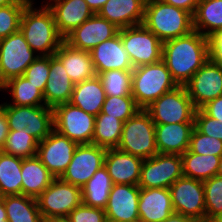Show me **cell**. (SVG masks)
Segmentation results:
<instances>
[{"instance_id": "cell-1", "label": "cell", "mask_w": 222, "mask_h": 222, "mask_svg": "<svg viewBox=\"0 0 222 222\" xmlns=\"http://www.w3.org/2000/svg\"><path fill=\"white\" fill-rule=\"evenodd\" d=\"M209 57V38L195 30L163 42L162 60L178 86H184Z\"/></svg>"}, {"instance_id": "cell-53", "label": "cell", "mask_w": 222, "mask_h": 222, "mask_svg": "<svg viewBox=\"0 0 222 222\" xmlns=\"http://www.w3.org/2000/svg\"><path fill=\"white\" fill-rule=\"evenodd\" d=\"M14 3H27V2L22 0H0V7L9 6Z\"/></svg>"}, {"instance_id": "cell-3", "label": "cell", "mask_w": 222, "mask_h": 222, "mask_svg": "<svg viewBox=\"0 0 222 222\" xmlns=\"http://www.w3.org/2000/svg\"><path fill=\"white\" fill-rule=\"evenodd\" d=\"M143 25L162 42L188 35L194 30L190 12L161 0L146 1Z\"/></svg>"}, {"instance_id": "cell-56", "label": "cell", "mask_w": 222, "mask_h": 222, "mask_svg": "<svg viewBox=\"0 0 222 222\" xmlns=\"http://www.w3.org/2000/svg\"><path fill=\"white\" fill-rule=\"evenodd\" d=\"M129 222H144V221H142V220H140V219H136V220L129 221Z\"/></svg>"}, {"instance_id": "cell-37", "label": "cell", "mask_w": 222, "mask_h": 222, "mask_svg": "<svg viewBox=\"0 0 222 222\" xmlns=\"http://www.w3.org/2000/svg\"><path fill=\"white\" fill-rule=\"evenodd\" d=\"M38 145L39 141L31 134L18 133V130H9L1 151L21 158H31L37 155Z\"/></svg>"}, {"instance_id": "cell-38", "label": "cell", "mask_w": 222, "mask_h": 222, "mask_svg": "<svg viewBox=\"0 0 222 222\" xmlns=\"http://www.w3.org/2000/svg\"><path fill=\"white\" fill-rule=\"evenodd\" d=\"M106 95H131L132 70H108L98 75Z\"/></svg>"}, {"instance_id": "cell-13", "label": "cell", "mask_w": 222, "mask_h": 222, "mask_svg": "<svg viewBox=\"0 0 222 222\" xmlns=\"http://www.w3.org/2000/svg\"><path fill=\"white\" fill-rule=\"evenodd\" d=\"M106 148L95 144H78L71 162L60 179L81 189L104 165Z\"/></svg>"}, {"instance_id": "cell-54", "label": "cell", "mask_w": 222, "mask_h": 222, "mask_svg": "<svg viewBox=\"0 0 222 222\" xmlns=\"http://www.w3.org/2000/svg\"><path fill=\"white\" fill-rule=\"evenodd\" d=\"M6 84H7V81L5 80L4 78V75L2 73V70H1V65H0V91L1 90H6Z\"/></svg>"}, {"instance_id": "cell-14", "label": "cell", "mask_w": 222, "mask_h": 222, "mask_svg": "<svg viewBox=\"0 0 222 222\" xmlns=\"http://www.w3.org/2000/svg\"><path fill=\"white\" fill-rule=\"evenodd\" d=\"M34 53L20 29L0 39V65L5 80L23 76L26 68L39 56Z\"/></svg>"}, {"instance_id": "cell-18", "label": "cell", "mask_w": 222, "mask_h": 222, "mask_svg": "<svg viewBox=\"0 0 222 222\" xmlns=\"http://www.w3.org/2000/svg\"><path fill=\"white\" fill-rule=\"evenodd\" d=\"M140 187L131 184H113L105 208L107 222H129L139 219Z\"/></svg>"}, {"instance_id": "cell-19", "label": "cell", "mask_w": 222, "mask_h": 222, "mask_svg": "<svg viewBox=\"0 0 222 222\" xmlns=\"http://www.w3.org/2000/svg\"><path fill=\"white\" fill-rule=\"evenodd\" d=\"M95 73L108 70H133V65L118 33L90 51Z\"/></svg>"}, {"instance_id": "cell-28", "label": "cell", "mask_w": 222, "mask_h": 222, "mask_svg": "<svg viewBox=\"0 0 222 222\" xmlns=\"http://www.w3.org/2000/svg\"><path fill=\"white\" fill-rule=\"evenodd\" d=\"M22 195L38 198L55 177L37 157L22 160Z\"/></svg>"}, {"instance_id": "cell-42", "label": "cell", "mask_w": 222, "mask_h": 222, "mask_svg": "<svg viewBox=\"0 0 222 222\" xmlns=\"http://www.w3.org/2000/svg\"><path fill=\"white\" fill-rule=\"evenodd\" d=\"M50 71V56H38L27 68L23 76L36 88L44 92Z\"/></svg>"}, {"instance_id": "cell-41", "label": "cell", "mask_w": 222, "mask_h": 222, "mask_svg": "<svg viewBox=\"0 0 222 222\" xmlns=\"http://www.w3.org/2000/svg\"><path fill=\"white\" fill-rule=\"evenodd\" d=\"M192 153L199 155H222V141L200 133L195 127L191 133L189 148Z\"/></svg>"}, {"instance_id": "cell-16", "label": "cell", "mask_w": 222, "mask_h": 222, "mask_svg": "<svg viewBox=\"0 0 222 222\" xmlns=\"http://www.w3.org/2000/svg\"><path fill=\"white\" fill-rule=\"evenodd\" d=\"M78 143L53 129L39 142L37 157L55 177L60 178L73 158Z\"/></svg>"}, {"instance_id": "cell-10", "label": "cell", "mask_w": 222, "mask_h": 222, "mask_svg": "<svg viewBox=\"0 0 222 222\" xmlns=\"http://www.w3.org/2000/svg\"><path fill=\"white\" fill-rule=\"evenodd\" d=\"M183 175L179 154L157 153L144 159L141 165L140 188H169Z\"/></svg>"}, {"instance_id": "cell-48", "label": "cell", "mask_w": 222, "mask_h": 222, "mask_svg": "<svg viewBox=\"0 0 222 222\" xmlns=\"http://www.w3.org/2000/svg\"><path fill=\"white\" fill-rule=\"evenodd\" d=\"M9 133L8 121L4 108L0 105V150L6 142Z\"/></svg>"}, {"instance_id": "cell-39", "label": "cell", "mask_w": 222, "mask_h": 222, "mask_svg": "<svg viewBox=\"0 0 222 222\" xmlns=\"http://www.w3.org/2000/svg\"><path fill=\"white\" fill-rule=\"evenodd\" d=\"M141 108L136 104L132 95L110 96L106 95L102 113L118 118L126 122L133 117Z\"/></svg>"}, {"instance_id": "cell-8", "label": "cell", "mask_w": 222, "mask_h": 222, "mask_svg": "<svg viewBox=\"0 0 222 222\" xmlns=\"http://www.w3.org/2000/svg\"><path fill=\"white\" fill-rule=\"evenodd\" d=\"M133 68L162 60L163 42L143 24L119 29Z\"/></svg>"}, {"instance_id": "cell-2", "label": "cell", "mask_w": 222, "mask_h": 222, "mask_svg": "<svg viewBox=\"0 0 222 222\" xmlns=\"http://www.w3.org/2000/svg\"><path fill=\"white\" fill-rule=\"evenodd\" d=\"M28 3L21 15L20 31L30 48L39 56L54 55L64 38L58 33L53 12L47 4L34 8Z\"/></svg>"}, {"instance_id": "cell-31", "label": "cell", "mask_w": 222, "mask_h": 222, "mask_svg": "<svg viewBox=\"0 0 222 222\" xmlns=\"http://www.w3.org/2000/svg\"><path fill=\"white\" fill-rule=\"evenodd\" d=\"M8 222H44L37 199L25 195L3 196Z\"/></svg>"}, {"instance_id": "cell-15", "label": "cell", "mask_w": 222, "mask_h": 222, "mask_svg": "<svg viewBox=\"0 0 222 222\" xmlns=\"http://www.w3.org/2000/svg\"><path fill=\"white\" fill-rule=\"evenodd\" d=\"M196 109L222 95V68L211 57L184 85Z\"/></svg>"}, {"instance_id": "cell-26", "label": "cell", "mask_w": 222, "mask_h": 222, "mask_svg": "<svg viewBox=\"0 0 222 222\" xmlns=\"http://www.w3.org/2000/svg\"><path fill=\"white\" fill-rule=\"evenodd\" d=\"M63 64L74 83L83 82L96 76L89 51L71 47L63 41L54 54Z\"/></svg>"}, {"instance_id": "cell-21", "label": "cell", "mask_w": 222, "mask_h": 222, "mask_svg": "<svg viewBox=\"0 0 222 222\" xmlns=\"http://www.w3.org/2000/svg\"><path fill=\"white\" fill-rule=\"evenodd\" d=\"M143 159L117 148L106 150L104 166L113 184L138 185Z\"/></svg>"}, {"instance_id": "cell-32", "label": "cell", "mask_w": 222, "mask_h": 222, "mask_svg": "<svg viewBox=\"0 0 222 222\" xmlns=\"http://www.w3.org/2000/svg\"><path fill=\"white\" fill-rule=\"evenodd\" d=\"M22 160L0 150V197L22 194Z\"/></svg>"}, {"instance_id": "cell-49", "label": "cell", "mask_w": 222, "mask_h": 222, "mask_svg": "<svg viewBox=\"0 0 222 222\" xmlns=\"http://www.w3.org/2000/svg\"><path fill=\"white\" fill-rule=\"evenodd\" d=\"M161 222H196V221L188 216L173 213L171 216H169L167 219Z\"/></svg>"}, {"instance_id": "cell-44", "label": "cell", "mask_w": 222, "mask_h": 222, "mask_svg": "<svg viewBox=\"0 0 222 222\" xmlns=\"http://www.w3.org/2000/svg\"><path fill=\"white\" fill-rule=\"evenodd\" d=\"M68 217L71 222H107L105 209L86 206L81 203Z\"/></svg>"}, {"instance_id": "cell-43", "label": "cell", "mask_w": 222, "mask_h": 222, "mask_svg": "<svg viewBox=\"0 0 222 222\" xmlns=\"http://www.w3.org/2000/svg\"><path fill=\"white\" fill-rule=\"evenodd\" d=\"M194 127L200 133L222 141V122L207 116L201 109H196Z\"/></svg>"}, {"instance_id": "cell-9", "label": "cell", "mask_w": 222, "mask_h": 222, "mask_svg": "<svg viewBox=\"0 0 222 222\" xmlns=\"http://www.w3.org/2000/svg\"><path fill=\"white\" fill-rule=\"evenodd\" d=\"M95 118L69 102L53 108L54 129L78 144L92 143Z\"/></svg>"}, {"instance_id": "cell-51", "label": "cell", "mask_w": 222, "mask_h": 222, "mask_svg": "<svg viewBox=\"0 0 222 222\" xmlns=\"http://www.w3.org/2000/svg\"><path fill=\"white\" fill-rule=\"evenodd\" d=\"M7 221L6 208L4 205L3 197H0V222Z\"/></svg>"}, {"instance_id": "cell-34", "label": "cell", "mask_w": 222, "mask_h": 222, "mask_svg": "<svg viewBox=\"0 0 222 222\" xmlns=\"http://www.w3.org/2000/svg\"><path fill=\"white\" fill-rule=\"evenodd\" d=\"M124 122L118 118L100 112L95 118L92 144L111 149L117 148Z\"/></svg>"}, {"instance_id": "cell-12", "label": "cell", "mask_w": 222, "mask_h": 222, "mask_svg": "<svg viewBox=\"0 0 222 222\" xmlns=\"http://www.w3.org/2000/svg\"><path fill=\"white\" fill-rule=\"evenodd\" d=\"M174 212L205 222V191L202 181L182 176L170 187Z\"/></svg>"}, {"instance_id": "cell-22", "label": "cell", "mask_w": 222, "mask_h": 222, "mask_svg": "<svg viewBox=\"0 0 222 222\" xmlns=\"http://www.w3.org/2000/svg\"><path fill=\"white\" fill-rule=\"evenodd\" d=\"M139 219L144 222H161L174 212L169 188H141Z\"/></svg>"}, {"instance_id": "cell-17", "label": "cell", "mask_w": 222, "mask_h": 222, "mask_svg": "<svg viewBox=\"0 0 222 222\" xmlns=\"http://www.w3.org/2000/svg\"><path fill=\"white\" fill-rule=\"evenodd\" d=\"M119 31L113 23L95 13L81 26L70 32L64 41L71 47L91 51L100 43L114 37Z\"/></svg>"}, {"instance_id": "cell-45", "label": "cell", "mask_w": 222, "mask_h": 222, "mask_svg": "<svg viewBox=\"0 0 222 222\" xmlns=\"http://www.w3.org/2000/svg\"><path fill=\"white\" fill-rule=\"evenodd\" d=\"M210 57L217 63H222V29L209 37Z\"/></svg>"}, {"instance_id": "cell-4", "label": "cell", "mask_w": 222, "mask_h": 222, "mask_svg": "<svg viewBox=\"0 0 222 222\" xmlns=\"http://www.w3.org/2000/svg\"><path fill=\"white\" fill-rule=\"evenodd\" d=\"M177 86L163 60L141 65L132 70L131 95L141 109H145Z\"/></svg>"}, {"instance_id": "cell-25", "label": "cell", "mask_w": 222, "mask_h": 222, "mask_svg": "<svg viewBox=\"0 0 222 222\" xmlns=\"http://www.w3.org/2000/svg\"><path fill=\"white\" fill-rule=\"evenodd\" d=\"M194 123L155 124L158 153L182 155L189 148Z\"/></svg>"}, {"instance_id": "cell-55", "label": "cell", "mask_w": 222, "mask_h": 222, "mask_svg": "<svg viewBox=\"0 0 222 222\" xmlns=\"http://www.w3.org/2000/svg\"><path fill=\"white\" fill-rule=\"evenodd\" d=\"M217 176L222 177V155L220 157V163H219V166H218V169H217Z\"/></svg>"}, {"instance_id": "cell-46", "label": "cell", "mask_w": 222, "mask_h": 222, "mask_svg": "<svg viewBox=\"0 0 222 222\" xmlns=\"http://www.w3.org/2000/svg\"><path fill=\"white\" fill-rule=\"evenodd\" d=\"M207 116L222 122V95L200 108Z\"/></svg>"}, {"instance_id": "cell-35", "label": "cell", "mask_w": 222, "mask_h": 222, "mask_svg": "<svg viewBox=\"0 0 222 222\" xmlns=\"http://www.w3.org/2000/svg\"><path fill=\"white\" fill-rule=\"evenodd\" d=\"M6 90L12 96V103L14 106H43L45 101L43 92L36 88L24 76L11 78L7 81Z\"/></svg>"}, {"instance_id": "cell-30", "label": "cell", "mask_w": 222, "mask_h": 222, "mask_svg": "<svg viewBox=\"0 0 222 222\" xmlns=\"http://www.w3.org/2000/svg\"><path fill=\"white\" fill-rule=\"evenodd\" d=\"M193 28L208 38L221 30L222 0H200L193 15Z\"/></svg>"}, {"instance_id": "cell-24", "label": "cell", "mask_w": 222, "mask_h": 222, "mask_svg": "<svg viewBox=\"0 0 222 222\" xmlns=\"http://www.w3.org/2000/svg\"><path fill=\"white\" fill-rule=\"evenodd\" d=\"M48 80L43 92L45 106H55L70 101L74 82L68 76L62 62L55 56L50 55V71Z\"/></svg>"}, {"instance_id": "cell-50", "label": "cell", "mask_w": 222, "mask_h": 222, "mask_svg": "<svg viewBox=\"0 0 222 222\" xmlns=\"http://www.w3.org/2000/svg\"><path fill=\"white\" fill-rule=\"evenodd\" d=\"M88 6L93 10L94 13H98L99 10L108 0H85Z\"/></svg>"}, {"instance_id": "cell-47", "label": "cell", "mask_w": 222, "mask_h": 222, "mask_svg": "<svg viewBox=\"0 0 222 222\" xmlns=\"http://www.w3.org/2000/svg\"><path fill=\"white\" fill-rule=\"evenodd\" d=\"M162 2L184 9L194 15L200 0H161Z\"/></svg>"}, {"instance_id": "cell-57", "label": "cell", "mask_w": 222, "mask_h": 222, "mask_svg": "<svg viewBox=\"0 0 222 222\" xmlns=\"http://www.w3.org/2000/svg\"><path fill=\"white\" fill-rule=\"evenodd\" d=\"M22 1H25L27 3H33L34 2L33 0H22Z\"/></svg>"}, {"instance_id": "cell-11", "label": "cell", "mask_w": 222, "mask_h": 222, "mask_svg": "<svg viewBox=\"0 0 222 222\" xmlns=\"http://www.w3.org/2000/svg\"><path fill=\"white\" fill-rule=\"evenodd\" d=\"M37 203L43 219L68 216L82 203L81 188L55 178L38 196Z\"/></svg>"}, {"instance_id": "cell-27", "label": "cell", "mask_w": 222, "mask_h": 222, "mask_svg": "<svg viewBox=\"0 0 222 222\" xmlns=\"http://www.w3.org/2000/svg\"><path fill=\"white\" fill-rule=\"evenodd\" d=\"M105 99L103 84L96 75L91 79L74 84L69 103L96 117L102 111Z\"/></svg>"}, {"instance_id": "cell-23", "label": "cell", "mask_w": 222, "mask_h": 222, "mask_svg": "<svg viewBox=\"0 0 222 222\" xmlns=\"http://www.w3.org/2000/svg\"><path fill=\"white\" fill-rule=\"evenodd\" d=\"M146 0H108L97 13L119 29L143 24Z\"/></svg>"}, {"instance_id": "cell-7", "label": "cell", "mask_w": 222, "mask_h": 222, "mask_svg": "<svg viewBox=\"0 0 222 222\" xmlns=\"http://www.w3.org/2000/svg\"><path fill=\"white\" fill-rule=\"evenodd\" d=\"M145 110L154 124L194 123L196 112L185 86H177L163 94Z\"/></svg>"}, {"instance_id": "cell-52", "label": "cell", "mask_w": 222, "mask_h": 222, "mask_svg": "<svg viewBox=\"0 0 222 222\" xmlns=\"http://www.w3.org/2000/svg\"><path fill=\"white\" fill-rule=\"evenodd\" d=\"M44 222H71V220L68 216H59L44 219Z\"/></svg>"}, {"instance_id": "cell-33", "label": "cell", "mask_w": 222, "mask_h": 222, "mask_svg": "<svg viewBox=\"0 0 222 222\" xmlns=\"http://www.w3.org/2000/svg\"><path fill=\"white\" fill-rule=\"evenodd\" d=\"M220 157L215 155H199L186 150L181 155L183 175L204 182L217 175Z\"/></svg>"}, {"instance_id": "cell-29", "label": "cell", "mask_w": 222, "mask_h": 222, "mask_svg": "<svg viewBox=\"0 0 222 222\" xmlns=\"http://www.w3.org/2000/svg\"><path fill=\"white\" fill-rule=\"evenodd\" d=\"M113 182L103 165L81 189L82 203L86 206L105 209Z\"/></svg>"}, {"instance_id": "cell-6", "label": "cell", "mask_w": 222, "mask_h": 222, "mask_svg": "<svg viewBox=\"0 0 222 222\" xmlns=\"http://www.w3.org/2000/svg\"><path fill=\"white\" fill-rule=\"evenodd\" d=\"M8 121L9 130L27 133L42 141L54 129L53 108L48 106H14L0 104Z\"/></svg>"}, {"instance_id": "cell-20", "label": "cell", "mask_w": 222, "mask_h": 222, "mask_svg": "<svg viewBox=\"0 0 222 222\" xmlns=\"http://www.w3.org/2000/svg\"><path fill=\"white\" fill-rule=\"evenodd\" d=\"M46 3L63 38L95 14L85 0H50Z\"/></svg>"}, {"instance_id": "cell-5", "label": "cell", "mask_w": 222, "mask_h": 222, "mask_svg": "<svg viewBox=\"0 0 222 222\" xmlns=\"http://www.w3.org/2000/svg\"><path fill=\"white\" fill-rule=\"evenodd\" d=\"M117 149L144 159L158 153L155 139V124L145 109H140L123 124Z\"/></svg>"}, {"instance_id": "cell-36", "label": "cell", "mask_w": 222, "mask_h": 222, "mask_svg": "<svg viewBox=\"0 0 222 222\" xmlns=\"http://www.w3.org/2000/svg\"><path fill=\"white\" fill-rule=\"evenodd\" d=\"M205 222H222V177L213 176L203 182Z\"/></svg>"}, {"instance_id": "cell-40", "label": "cell", "mask_w": 222, "mask_h": 222, "mask_svg": "<svg viewBox=\"0 0 222 222\" xmlns=\"http://www.w3.org/2000/svg\"><path fill=\"white\" fill-rule=\"evenodd\" d=\"M28 3H14L0 7V39L17 32L20 29L22 12Z\"/></svg>"}]
</instances>
